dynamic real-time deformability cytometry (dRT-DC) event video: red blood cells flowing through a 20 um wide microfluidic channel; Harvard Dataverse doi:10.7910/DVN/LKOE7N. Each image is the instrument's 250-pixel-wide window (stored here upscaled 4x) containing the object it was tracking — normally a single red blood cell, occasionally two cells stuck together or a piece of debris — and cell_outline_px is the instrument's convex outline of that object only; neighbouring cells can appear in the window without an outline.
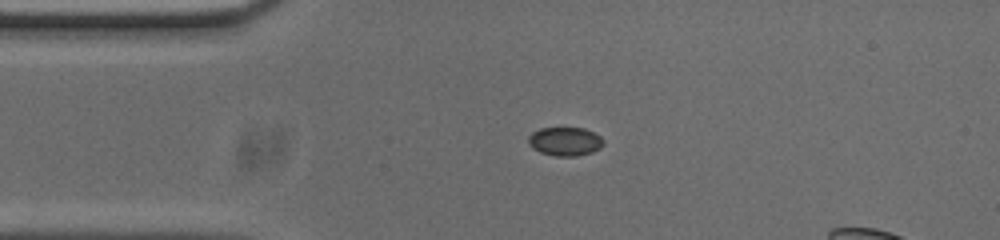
{"species": "common noctule bat (a hibernating species)", "species_latin": "Nyctalus noctula", "temperature_condition": "cold", "stored_images_in_passage": 38, "camera_frame_rate_fps": 3000, "um_per_image_px": 0.085, "animal": {"sex": "male", "body_mass_g": 20.0, "forearm_length_mm": 53.3}, "frame": {"image": 1, "passage_image": 1, "time_ms": 0.0, "image_size_px": [1000, 240], "cell_outline_px": [[604, 144], [600, 148], [592, 152], [576, 156], [556, 156], [540, 152], [532, 148], [528, 144], [528, 136], [532, 132], [540, 128], [584, 128], [600, 136], [604, 140]], "centroid_in_image_um": [48.02, 12.02], "position_along_channel_um": 37.0, "area_um2": 12.6}}
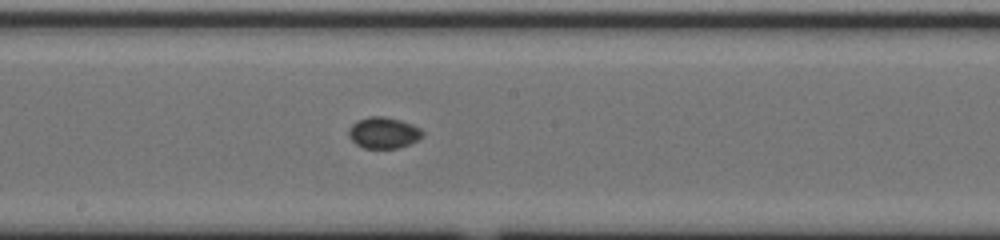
{"frame": {"image": 2, "passage_image": 17, "time_ms": 5.333, "image_size_px": [1000, 240], "cell_outline_px": [[424, 136], [420, 140], [400, 148], [364, 148], [356, 144], [348, 136], [348, 128], [356, 120], [368, 116], [384, 116], [400, 120], [412, 124], [420, 128], [424, 132]], "centroid_in_image_um": [32.62, 11.28], "position_along_channel_um": 215.6, "area_um2": 13.76}}
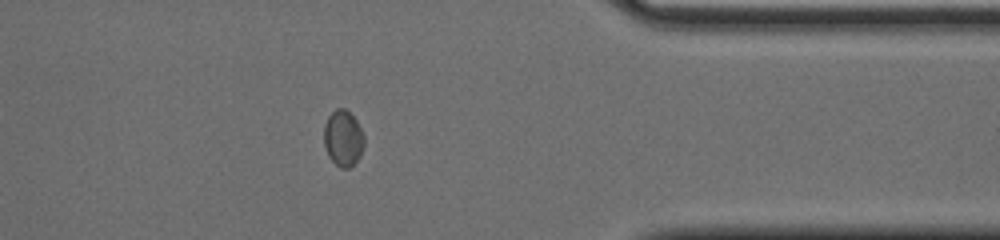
{"frame": {"image": 3, "passage_image": 32, "time_ms": 10.333, "image_size_px": [1000, 240], "cell_outline_px": [[364, 144], [360, 156], [348, 168], [340, 168], [328, 156], [324, 144], [324, 124], [328, 116], [336, 108], [344, 108], [356, 120], [364, 136]], "centroid_in_image_um": [29.15, 11.74], "position_along_channel_um": 382.3, "area_um2": 13.01}}